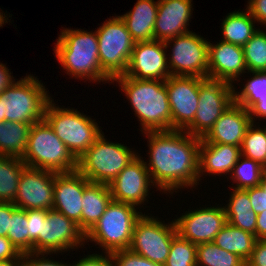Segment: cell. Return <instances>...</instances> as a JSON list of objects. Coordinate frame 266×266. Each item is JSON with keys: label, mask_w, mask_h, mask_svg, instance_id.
Instances as JSON below:
<instances>
[{"label": "cell", "mask_w": 266, "mask_h": 266, "mask_svg": "<svg viewBox=\"0 0 266 266\" xmlns=\"http://www.w3.org/2000/svg\"><path fill=\"white\" fill-rule=\"evenodd\" d=\"M260 125L261 122H252L248 127L240 150L242 156L257 161L266 167V121L265 126L264 124Z\"/></svg>", "instance_id": "4dcf8cb0"}, {"label": "cell", "mask_w": 266, "mask_h": 266, "mask_svg": "<svg viewBox=\"0 0 266 266\" xmlns=\"http://www.w3.org/2000/svg\"><path fill=\"white\" fill-rule=\"evenodd\" d=\"M0 8V28L3 27V25H5L6 23L8 24V22H10L9 18L12 16V14L9 13V17H8V13H4V11H2ZM11 15V16H10Z\"/></svg>", "instance_id": "f5cc1de1"}, {"label": "cell", "mask_w": 266, "mask_h": 266, "mask_svg": "<svg viewBox=\"0 0 266 266\" xmlns=\"http://www.w3.org/2000/svg\"><path fill=\"white\" fill-rule=\"evenodd\" d=\"M207 40L193 31L166 40V50L171 51L167 54L171 76L208 78Z\"/></svg>", "instance_id": "30bf717a"}, {"label": "cell", "mask_w": 266, "mask_h": 266, "mask_svg": "<svg viewBox=\"0 0 266 266\" xmlns=\"http://www.w3.org/2000/svg\"><path fill=\"white\" fill-rule=\"evenodd\" d=\"M232 192L229 193V199L224 206L226 214H238L244 212H252V204L249 195L244 189L231 188Z\"/></svg>", "instance_id": "74e56055"}, {"label": "cell", "mask_w": 266, "mask_h": 266, "mask_svg": "<svg viewBox=\"0 0 266 266\" xmlns=\"http://www.w3.org/2000/svg\"><path fill=\"white\" fill-rule=\"evenodd\" d=\"M148 159L145 161L156 191L173 195L197 188L201 138L184 130L147 131ZM149 160V161H148Z\"/></svg>", "instance_id": "6da1fadb"}, {"label": "cell", "mask_w": 266, "mask_h": 266, "mask_svg": "<svg viewBox=\"0 0 266 266\" xmlns=\"http://www.w3.org/2000/svg\"><path fill=\"white\" fill-rule=\"evenodd\" d=\"M22 161L27 167L57 174L77 170V159L45 119L32 124Z\"/></svg>", "instance_id": "8992f818"}, {"label": "cell", "mask_w": 266, "mask_h": 266, "mask_svg": "<svg viewBox=\"0 0 266 266\" xmlns=\"http://www.w3.org/2000/svg\"><path fill=\"white\" fill-rule=\"evenodd\" d=\"M16 208L13 202H0V236L7 237L11 215Z\"/></svg>", "instance_id": "bcb514c9"}, {"label": "cell", "mask_w": 266, "mask_h": 266, "mask_svg": "<svg viewBox=\"0 0 266 266\" xmlns=\"http://www.w3.org/2000/svg\"><path fill=\"white\" fill-rule=\"evenodd\" d=\"M132 10L119 15L135 42L154 40L158 0H137Z\"/></svg>", "instance_id": "cb8c5ba5"}, {"label": "cell", "mask_w": 266, "mask_h": 266, "mask_svg": "<svg viewBox=\"0 0 266 266\" xmlns=\"http://www.w3.org/2000/svg\"><path fill=\"white\" fill-rule=\"evenodd\" d=\"M116 81L138 118L141 133L147 131H170L171 111L165 81L138 80L124 75Z\"/></svg>", "instance_id": "3957f363"}, {"label": "cell", "mask_w": 266, "mask_h": 266, "mask_svg": "<svg viewBox=\"0 0 266 266\" xmlns=\"http://www.w3.org/2000/svg\"><path fill=\"white\" fill-rule=\"evenodd\" d=\"M252 204V210L258 215L266 210V194L260 186L245 189Z\"/></svg>", "instance_id": "7bdbcfd3"}, {"label": "cell", "mask_w": 266, "mask_h": 266, "mask_svg": "<svg viewBox=\"0 0 266 266\" xmlns=\"http://www.w3.org/2000/svg\"><path fill=\"white\" fill-rule=\"evenodd\" d=\"M138 207L111 200L96 224L85 234V242L101 248L102 253L129 249L136 221L142 216Z\"/></svg>", "instance_id": "277c9868"}, {"label": "cell", "mask_w": 266, "mask_h": 266, "mask_svg": "<svg viewBox=\"0 0 266 266\" xmlns=\"http://www.w3.org/2000/svg\"><path fill=\"white\" fill-rule=\"evenodd\" d=\"M6 65L7 63L4 64L0 62V94H2L4 90L10 87L16 80H18L11 75V69H8Z\"/></svg>", "instance_id": "681fc988"}, {"label": "cell", "mask_w": 266, "mask_h": 266, "mask_svg": "<svg viewBox=\"0 0 266 266\" xmlns=\"http://www.w3.org/2000/svg\"><path fill=\"white\" fill-rule=\"evenodd\" d=\"M246 266H266V240H257Z\"/></svg>", "instance_id": "f6af8a7d"}, {"label": "cell", "mask_w": 266, "mask_h": 266, "mask_svg": "<svg viewBox=\"0 0 266 266\" xmlns=\"http://www.w3.org/2000/svg\"><path fill=\"white\" fill-rule=\"evenodd\" d=\"M245 7L257 23L266 27V0H248Z\"/></svg>", "instance_id": "ee69618b"}, {"label": "cell", "mask_w": 266, "mask_h": 266, "mask_svg": "<svg viewBox=\"0 0 266 266\" xmlns=\"http://www.w3.org/2000/svg\"><path fill=\"white\" fill-rule=\"evenodd\" d=\"M250 117L253 123L266 120V97L259 98L249 109ZM264 119V120H262Z\"/></svg>", "instance_id": "c3c4849f"}, {"label": "cell", "mask_w": 266, "mask_h": 266, "mask_svg": "<svg viewBox=\"0 0 266 266\" xmlns=\"http://www.w3.org/2000/svg\"><path fill=\"white\" fill-rule=\"evenodd\" d=\"M43 84L37 76L28 74L6 88L0 94L5 121L34 124L44 120L52 97Z\"/></svg>", "instance_id": "ba28073f"}, {"label": "cell", "mask_w": 266, "mask_h": 266, "mask_svg": "<svg viewBox=\"0 0 266 266\" xmlns=\"http://www.w3.org/2000/svg\"><path fill=\"white\" fill-rule=\"evenodd\" d=\"M193 0H158L154 26V40L165 42L191 31L189 21L193 13Z\"/></svg>", "instance_id": "44dd1931"}, {"label": "cell", "mask_w": 266, "mask_h": 266, "mask_svg": "<svg viewBox=\"0 0 266 266\" xmlns=\"http://www.w3.org/2000/svg\"><path fill=\"white\" fill-rule=\"evenodd\" d=\"M90 182L77 170L55 175L52 209L73 220L81 229L82 197Z\"/></svg>", "instance_id": "ffe728a7"}, {"label": "cell", "mask_w": 266, "mask_h": 266, "mask_svg": "<svg viewBox=\"0 0 266 266\" xmlns=\"http://www.w3.org/2000/svg\"><path fill=\"white\" fill-rule=\"evenodd\" d=\"M196 258L197 245L176 234L164 266H196Z\"/></svg>", "instance_id": "d590c367"}, {"label": "cell", "mask_w": 266, "mask_h": 266, "mask_svg": "<svg viewBox=\"0 0 266 266\" xmlns=\"http://www.w3.org/2000/svg\"><path fill=\"white\" fill-rule=\"evenodd\" d=\"M143 159L139 154L109 184L112 200L132 204L139 210L146 207L143 205L148 204L150 190L156 186Z\"/></svg>", "instance_id": "5bb4252c"}, {"label": "cell", "mask_w": 266, "mask_h": 266, "mask_svg": "<svg viewBox=\"0 0 266 266\" xmlns=\"http://www.w3.org/2000/svg\"><path fill=\"white\" fill-rule=\"evenodd\" d=\"M234 103V85L209 78H199V102L193 122L184 130L203 138L219 117Z\"/></svg>", "instance_id": "7c38bea8"}, {"label": "cell", "mask_w": 266, "mask_h": 266, "mask_svg": "<svg viewBox=\"0 0 266 266\" xmlns=\"http://www.w3.org/2000/svg\"><path fill=\"white\" fill-rule=\"evenodd\" d=\"M243 50L247 72L266 71V29L260 27Z\"/></svg>", "instance_id": "836d02e7"}, {"label": "cell", "mask_w": 266, "mask_h": 266, "mask_svg": "<svg viewBox=\"0 0 266 266\" xmlns=\"http://www.w3.org/2000/svg\"><path fill=\"white\" fill-rule=\"evenodd\" d=\"M112 196L110 187L104 183L90 182L82 197L81 230L86 234L105 212Z\"/></svg>", "instance_id": "d4e9b609"}, {"label": "cell", "mask_w": 266, "mask_h": 266, "mask_svg": "<svg viewBox=\"0 0 266 266\" xmlns=\"http://www.w3.org/2000/svg\"><path fill=\"white\" fill-rule=\"evenodd\" d=\"M196 266H246V261L213 242H206L197 244Z\"/></svg>", "instance_id": "f546056e"}, {"label": "cell", "mask_w": 266, "mask_h": 266, "mask_svg": "<svg viewBox=\"0 0 266 266\" xmlns=\"http://www.w3.org/2000/svg\"><path fill=\"white\" fill-rule=\"evenodd\" d=\"M32 124L21 122H0V155L24 156Z\"/></svg>", "instance_id": "4316f807"}, {"label": "cell", "mask_w": 266, "mask_h": 266, "mask_svg": "<svg viewBox=\"0 0 266 266\" xmlns=\"http://www.w3.org/2000/svg\"><path fill=\"white\" fill-rule=\"evenodd\" d=\"M171 111V130H185L194 120L199 102V77L170 76L165 80Z\"/></svg>", "instance_id": "e0dca14e"}, {"label": "cell", "mask_w": 266, "mask_h": 266, "mask_svg": "<svg viewBox=\"0 0 266 266\" xmlns=\"http://www.w3.org/2000/svg\"><path fill=\"white\" fill-rule=\"evenodd\" d=\"M5 121L4 109H3V99L0 97V122Z\"/></svg>", "instance_id": "11a10c76"}, {"label": "cell", "mask_w": 266, "mask_h": 266, "mask_svg": "<svg viewBox=\"0 0 266 266\" xmlns=\"http://www.w3.org/2000/svg\"><path fill=\"white\" fill-rule=\"evenodd\" d=\"M48 210H26L29 227V253H41V228Z\"/></svg>", "instance_id": "8d00e7d4"}, {"label": "cell", "mask_w": 266, "mask_h": 266, "mask_svg": "<svg viewBox=\"0 0 266 266\" xmlns=\"http://www.w3.org/2000/svg\"><path fill=\"white\" fill-rule=\"evenodd\" d=\"M264 166L259 162L240 156L229 176L235 189H248L259 186ZM235 183V185H234Z\"/></svg>", "instance_id": "1f68e13d"}, {"label": "cell", "mask_w": 266, "mask_h": 266, "mask_svg": "<svg viewBox=\"0 0 266 266\" xmlns=\"http://www.w3.org/2000/svg\"><path fill=\"white\" fill-rule=\"evenodd\" d=\"M28 231L26 210L17 207L11 215L7 238L21 254L29 253Z\"/></svg>", "instance_id": "e575fe53"}, {"label": "cell", "mask_w": 266, "mask_h": 266, "mask_svg": "<svg viewBox=\"0 0 266 266\" xmlns=\"http://www.w3.org/2000/svg\"><path fill=\"white\" fill-rule=\"evenodd\" d=\"M101 68L113 79L127 69L135 45L119 15L106 19L96 29Z\"/></svg>", "instance_id": "9c48e42d"}, {"label": "cell", "mask_w": 266, "mask_h": 266, "mask_svg": "<svg viewBox=\"0 0 266 266\" xmlns=\"http://www.w3.org/2000/svg\"><path fill=\"white\" fill-rule=\"evenodd\" d=\"M145 212L136 221L129 249L146 259L164 265L177 234L175 221L162 222L160 218ZM159 219V220H158Z\"/></svg>", "instance_id": "8fae6325"}, {"label": "cell", "mask_w": 266, "mask_h": 266, "mask_svg": "<svg viewBox=\"0 0 266 266\" xmlns=\"http://www.w3.org/2000/svg\"><path fill=\"white\" fill-rule=\"evenodd\" d=\"M71 266H114L113 259L110 253H99L87 254L78 261L70 263Z\"/></svg>", "instance_id": "b9f144b4"}, {"label": "cell", "mask_w": 266, "mask_h": 266, "mask_svg": "<svg viewBox=\"0 0 266 266\" xmlns=\"http://www.w3.org/2000/svg\"><path fill=\"white\" fill-rule=\"evenodd\" d=\"M247 68L244 61L243 46L217 41H209L208 78L225 81L230 84L240 82V76L246 77ZM236 81V82H235Z\"/></svg>", "instance_id": "d6986e66"}, {"label": "cell", "mask_w": 266, "mask_h": 266, "mask_svg": "<svg viewBox=\"0 0 266 266\" xmlns=\"http://www.w3.org/2000/svg\"><path fill=\"white\" fill-rule=\"evenodd\" d=\"M206 205L185 211L174 219L177 234L193 244L213 242L215 236L227 224L226 211L222 204ZM217 206V207H216Z\"/></svg>", "instance_id": "4fadbf2b"}, {"label": "cell", "mask_w": 266, "mask_h": 266, "mask_svg": "<svg viewBox=\"0 0 266 266\" xmlns=\"http://www.w3.org/2000/svg\"><path fill=\"white\" fill-rule=\"evenodd\" d=\"M56 174L26 166L20 174L13 204L24 210L52 209Z\"/></svg>", "instance_id": "2e32d148"}, {"label": "cell", "mask_w": 266, "mask_h": 266, "mask_svg": "<svg viewBox=\"0 0 266 266\" xmlns=\"http://www.w3.org/2000/svg\"><path fill=\"white\" fill-rule=\"evenodd\" d=\"M85 233L73 220L54 209L47 211L41 228V253L60 254L85 247Z\"/></svg>", "instance_id": "9a60e30c"}, {"label": "cell", "mask_w": 266, "mask_h": 266, "mask_svg": "<svg viewBox=\"0 0 266 266\" xmlns=\"http://www.w3.org/2000/svg\"><path fill=\"white\" fill-rule=\"evenodd\" d=\"M138 155L134 148L107 140L103 132L77 159V171L89 182L109 185Z\"/></svg>", "instance_id": "5b68a950"}, {"label": "cell", "mask_w": 266, "mask_h": 266, "mask_svg": "<svg viewBox=\"0 0 266 266\" xmlns=\"http://www.w3.org/2000/svg\"><path fill=\"white\" fill-rule=\"evenodd\" d=\"M259 186L263 189L264 193L266 194V167H264L263 169Z\"/></svg>", "instance_id": "db71d44e"}, {"label": "cell", "mask_w": 266, "mask_h": 266, "mask_svg": "<svg viewBox=\"0 0 266 266\" xmlns=\"http://www.w3.org/2000/svg\"><path fill=\"white\" fill-rule=\"evenodd\" d=\"M247 74L250 77L247 78L241 90L234 86V102L245 109H249L259 98L266 97V71L247 72Z\"/></svg>", "instance_id": "d6a6232c"}, {"label": "cell", "mask_w": 266, "mask_h": 266, "mask_svg": "<svg viewBox=\"0 0 266 266\" xmlns=\"http://www.w3.org/2000/svg\"><path fill=\"white\" fill-rule=\"evenodd\" d=\"M63 107H59L58 103L51 99L46 106L44 119L72 155L79 159L103 133L102 127L98 126L96 119H92L77 108Z\"/></svg>", "instance_id": "52a82bcc"}, {"label": "cell", "mask_w": 266, "mask_h": 266, "mask_svg": "<svg viewBox=\"0 0 266 266\" xmlns=\"http://www.w3.org/2000/svg\"><path fill=\"white\" fill-rule=\"evenodd\" d=\"M241 156L239 146L218 143H201L199 147L198 178L202 176L225 177L229 179L234 165ZM205 174V175H204ZM228 175V177L226 176Z\"/></svg>", "instance_id": "603a6c76"}, {"label": "cell", "mask_w": 266, "mask_h": 266, "mask_svg": "<svg viewBox=\"0 0 266 266\" xmlns=\"http://www.w3.org/2000/svg\"><path fill=\"white\" fill-rule=\"evenodd\" d=\"M252 124L250 113L242 105L233 103L214 123L201 143L229 144L241 147L244 135Z\"/></svg>", "instance_id": "7402d4cb"}, {"label": "cell", "mask_w": 266, "mask_h": 266, "mask_svg": "<svg viewBox=\"0 0 266 266\" xmlns=\"http://www.w3.org/2000/svg\"><path fill=\"white\" fill-rule=\"evenodd\" d=\"M123 75L138 80H167L171 73L164 42L159 40L136 42L128 69Z\"/></svg>", "instance_id": "ac0fdd59"}, {"label": "cell", "mask_w": 266, "mask_h": 266, "mask_svg": "<svg viewBox=\"0 0 266 266\" xmlns=\"http://www.w3.org/2000/svg\"><path fill=\"white\" fill-rule=\"evenodd\" d=\"M23 259H8L0 261V266H22Z\"/></svg>", "instance_id": "816d5d0a"}, {"label": "cell", "mask_w": 266, "mask_h": 266, "mask_svg": "<svg viewBox=\"0 0 266 266\" xmlns=\"http://www.w3.org/2000/svg\"><path fill=\"white\" fill-rule=\"evenodd\" d=\"M255 237L257 240H266V210L257 215Z\"/></svg>", "instance_id": "f907efd6"}, {"label": "cell", "mask_w": 266, "mask_h": 266, "mask_svg": "<svg viewBox=\"0 0 266 266\" xmlns=\"http://www.w3.org/2000/svg\"><path fill=\"white\" fill-rule=\"evenodd\" d=\"M114 266H164L142 257L130 249L119 250L111 253Z\"/></svg>", "instance_id": "f35d334b"}, {"label": "cell", "mask_w": 266, "mask_h": 266, "mask_svg": "<svg viewBox=\"0 0 266 266\" xmlns=\"http://www.w3.org/2000/svg\"><path fill=\"white\" fill-rule=\"evenodd\" d=\"M8 259H23V254L16 249L7 237L0 236V261Z\"/></svg>", "instance_id": "7dc6e473"}, {"label": "cell", "mask_w": 266, "mask_h": 266, "mask_svg": "<svg viewBox=\"0 0 266 266\" xmlns=\"http://www.w3.org/2000/svg\"><path fill=\"white\" fill-rule=\"evenodd\" d=\"M25 167L21 158L0 155V202H14Z\"/></svg>", "instance_id": "f1b7e54d"}, {"label": "cell", "mask_w": 266, "mask_h": 266, "mask_svg": "<svg viewBox=\"0 0 266 266\" xmlns=\"http://www.w3.org/2000/svg\"><path fill=\"white\" fill-rule=\"evenodd\" d=\"M255 23L257 24L247 9L228 13L222 19L220 30L223 37L221 41L244 46L259 30Z\"/></svg>", "instance_id": "484cf974"}, {"label": "cell", "mask_w": 266, "mask_h": 266, "mask_svg": "<svg viewBox=\"0 0 266 266\" xmlns=\"http://www.w3.org/2000/svg\"><path fill=\"white\" fill-rule=\"evenodd\" d=\"M53 48L55 58L71 78L89 83H111L112 78L101 68L96 30L64 28Z\"/></svg>", "instance_id": "7a4b0ae2"}, {"label": "cell", "mask_w": 266, "mask_h": 266, "mask_svg": "<svg viewBox=\"0 0 266 266\" xmlns=\"http://www.w3.org/2000/svg\"><path fill=\"white\" fill-rule=\"evenodd\" d=\"M226 217L227 222L230 225L255 235L257 214L254 211L238 214H226Z\"/></svg>", "instance_id": "ab89813d"}, {"label": "cell", "mask_w": 266, "mask_h": 266, "mask_svg": "<svg viewBox=\"0 0 266 266\" xmlns=\"http://www.w3.org/2000/svg\"><path fill=\"white\" fill-rule=\"evenodd\" d=\"M257 241L255 235L227 224L215 236L213 243L218 247L232 252L247 261Z\"/></svg>", "instance_id": "83f0119b"}, {"label": "cell", "mask_w": 266, "mask_h": 266, "mask_svg": "<svg viewBox=\"0 0 266 266\" xmlns=\"http://www.w3.org/2000/svg\"><path fill=\"white\" fill-rule=\"evenodd\" d=\"M46 255V256H45ZM52 255V257L49 256ZM54 254L45 253H28L23 254L22 266H71L70 263L64 261H56ZM48 257V258H47ZM50 258V259H49Z\"/></svg>", "instance_id": "60d3db41"}]
</instances>
